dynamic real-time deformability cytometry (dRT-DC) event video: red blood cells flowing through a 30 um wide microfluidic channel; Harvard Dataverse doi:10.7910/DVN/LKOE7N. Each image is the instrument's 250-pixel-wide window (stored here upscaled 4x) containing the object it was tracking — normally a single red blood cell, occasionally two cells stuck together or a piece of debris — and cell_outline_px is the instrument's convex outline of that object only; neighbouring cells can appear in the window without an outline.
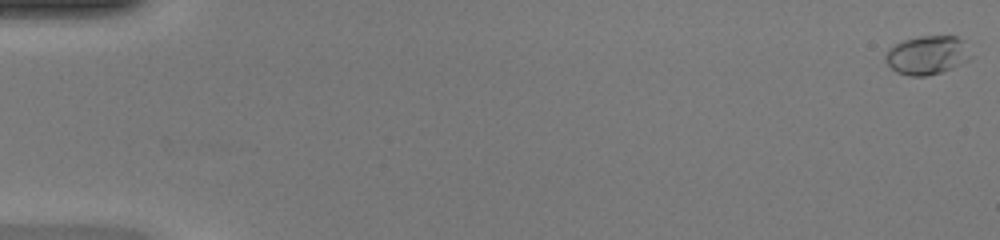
{"species": "common noctule bat (a hibernating species)", "species_latin": "Nyctalus noctula", "temperature_condition": "warm", "stored_images_in_passage": 49, "camera_frame_rate_fps": 3000, "um_per_image_px": 0.085, "animal": {"sex": "female", "body_mass_g": 20.0, "forearm_length_mm": 54.0}, "frame": {"image": 1, "passage_image": 1, "time_ms": 0.0, "image_size_px": [1000, 240], "cell_outline_px": [[972, 56], [968, 60], [952, 68], [940, 72], [924, 76], [908, 76], [896, 72], [884, 60], [884, 56], [888, 48], [904, 40], [920, 36], [956, 36], [964, 40]], "centroid_in_image_um": [78.8, 4.68], "position_along_channel_um": 6.2, "area_um2": 19.31}}
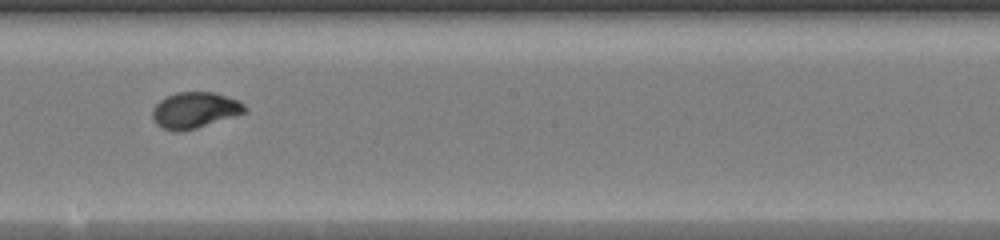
{"frame": {"image": 2, "passage_image": 29, "time_ms": 9.333, "image_size_px": [1000, 240], "cell_outline_px": [[248, 112], [236, 116], [196, 128], [164, 128], [156, 124], [152, 120], [152, 108], [160, 100], [176, 92], [212, 92], [236, 100], [244, 104], [248, 108]], "centroid_in_image_um": [16.58, 9.33], "position_along_channel_um": 231.6, "area_um2": 18.9}}
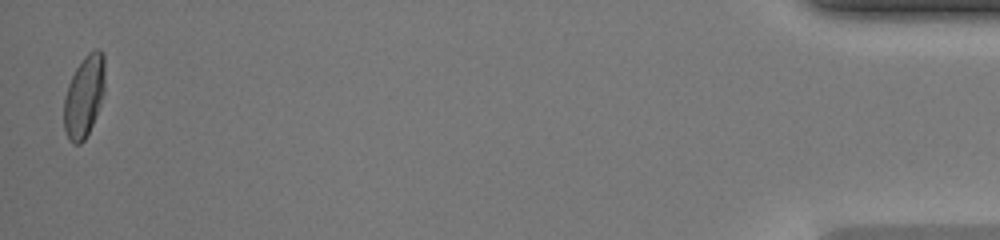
{"frame": {"image": 3, "passage_image": 49, "time_ms": 16.0, "image_size_px": [1000, 240], "cell_outline_px": [[104, 92], [92, 124], [84, 140], [80, 144], [72, 144], [68, 140], [64, 128], [64, 96], [68, 84], [76, 68], [84, 56], [88, 52], [96, 48], [100, 48], [104, 52]], "centroid_in_image_um": [7.14, 8.16], "position_along_channel_um": 428.1, "area_um2": 19.54}, "authors_computed_cell_mechanics": {"area_um2": 18.9006, "velocity_mm_per_s": 4.2832, "shape_relaxation_time_tau1_ms": 4.2197, "shape_relaxation_time_tau2_ms": null, "deformation_change_tau1": 0.2076, "deformation_change_tau2": null}}